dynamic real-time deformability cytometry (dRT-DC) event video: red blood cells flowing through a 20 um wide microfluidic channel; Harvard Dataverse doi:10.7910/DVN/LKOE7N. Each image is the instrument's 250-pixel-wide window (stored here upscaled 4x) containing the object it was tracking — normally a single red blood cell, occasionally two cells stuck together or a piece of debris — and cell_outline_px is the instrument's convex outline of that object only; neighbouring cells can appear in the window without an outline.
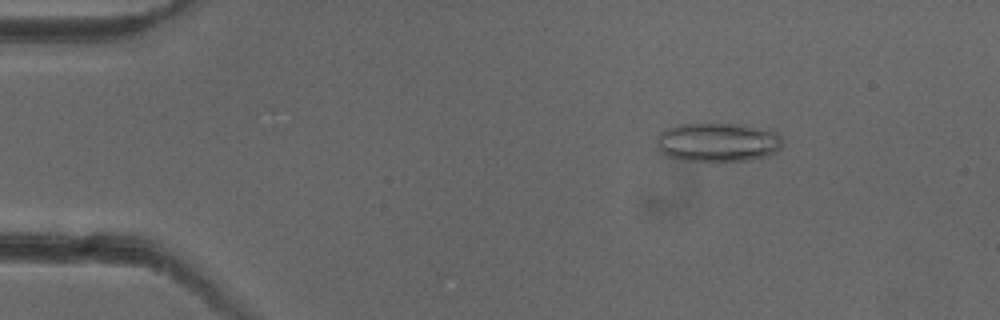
{"species": "common noctule bat (a hibernating species)", "species_latin": "Nyctalus noctula", "temperature_condition": "cold", "stored_images_in_passage": 52, "camera_frame_rate_fps": 3000, "um_per_image_px": 0.085, "animal": {"sex": "female"}, "frame": {"image": 1, "passage_image": 8, "time_ms": 2.333, "image_size_px": [1000, 320], "cell_outline_px": [[784, 140], [780, 148], [776, 152], [768, 156], [752, 160], [680, 160], [668, 156], [660, 152], [656, 148], [656, 136], [664, 128], [680, 124], [740, 124], [772, 128]], "centroid_in_image_um": [61.03, 12.07], "position_along_channel_um": 24.0, "area_um2": 29.13}}
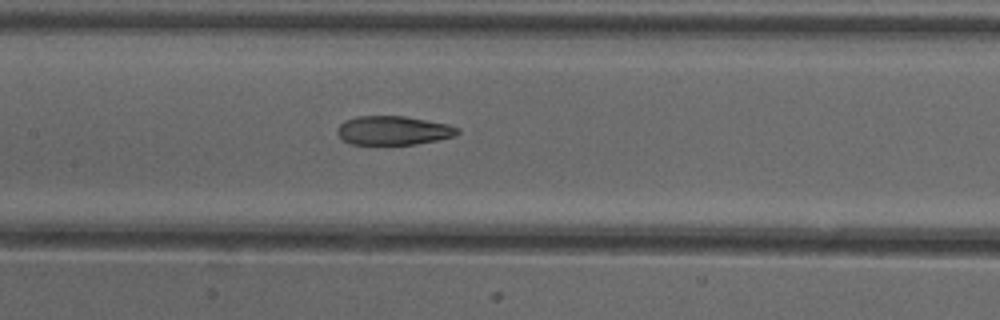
{"frame": {"image": 2, "passage_image": 25, "time_ms": 8.0, "image_size_px": [1000, 320], "cell_outline_px": [[460, 132], [456, 136], [416, 144], [352, 144], [344, 140], [336, 132], [336, 128], [344, 120], [356, 116], [404, 116], [448, 124], [460, 128]], "centroid_in_image_um": [33.44, 11.08], "position_along_channel_um": 174.0, "area_um2": 20.29}}
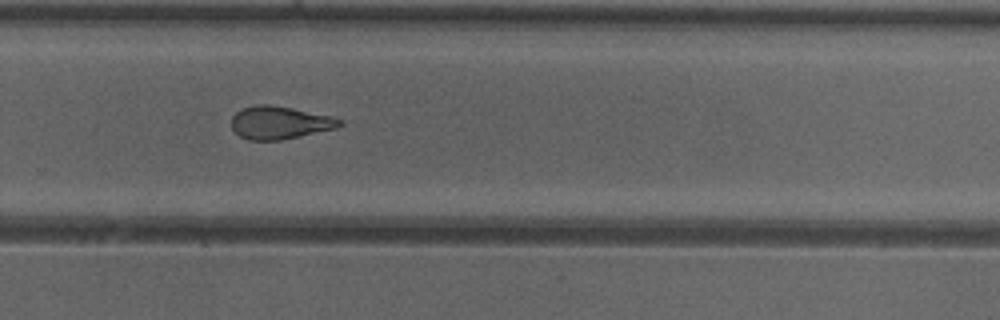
{"frame": {"image": 3, "passage_image": 35, "time_ms": 11.333, "image_size_px": [1000, 320], "cell_outline_px": [[344, 124], [336, 128], [280, 140], [248, 140], [240, 136], [232, 128], [232, 116], [236, 112], [244, 108], [256, 104], [268, 104], [292, 108], [332, 116], [344, 120]], "centroid_in_image_um": [23.79, 10.42], "position_along_channel_um": 306.0, "area_um2": 20.63}, "authors_computed_cell_mechanics": {"area_um2": 22.1374, "velocity_mm_per_s": 3.9731, "shape_relaxation_time_tau1_ms": 9.3415, "shape_relaxation_time_tau2_ms": 2.967, "deformation_change_tau1": 0.2195, "deformation_change_tau2": 0.1187}}